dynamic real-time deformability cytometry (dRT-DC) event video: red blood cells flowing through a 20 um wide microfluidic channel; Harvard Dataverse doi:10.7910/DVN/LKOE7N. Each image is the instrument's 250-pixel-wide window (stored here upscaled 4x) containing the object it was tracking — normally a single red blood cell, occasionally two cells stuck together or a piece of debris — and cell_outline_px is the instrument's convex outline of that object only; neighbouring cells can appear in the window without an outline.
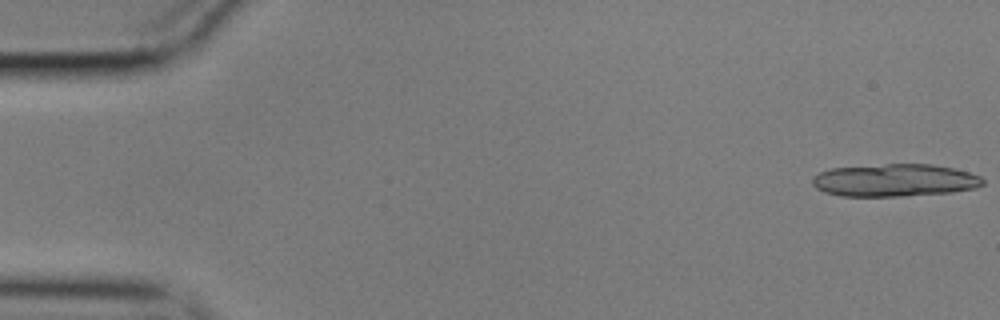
{"species": "common noctule bat (a hibernating species)", "species_latin": "Nyctalus noctula", "temperature_condition": "cold", "stored_images_in_passage": 19, "camera_frame_rate_fps": 3000, "um_per_image_px": 0.085, "animal": {"sex": "male", "body_mass_g": 17.9}, "frame": {"image": 1, "passage_image": 1, "time_ms": 0.0, "image_size_px": [1000, 320], "cell_outline_px": [[984, 184], [976, 188], [952, 192], [900, 196], [840, 196], [824, 192], [816, 188], [812, 184], [812, 176], [820, 172], [832, 168], [888, 164], [932, 164], [952, 168], [968, 172], [980, 176], [984, 180]], "centroid_in_image_um": [76.04, 15.32], "position_along_channel_um": 9.0, "area_um2": 32.37}}